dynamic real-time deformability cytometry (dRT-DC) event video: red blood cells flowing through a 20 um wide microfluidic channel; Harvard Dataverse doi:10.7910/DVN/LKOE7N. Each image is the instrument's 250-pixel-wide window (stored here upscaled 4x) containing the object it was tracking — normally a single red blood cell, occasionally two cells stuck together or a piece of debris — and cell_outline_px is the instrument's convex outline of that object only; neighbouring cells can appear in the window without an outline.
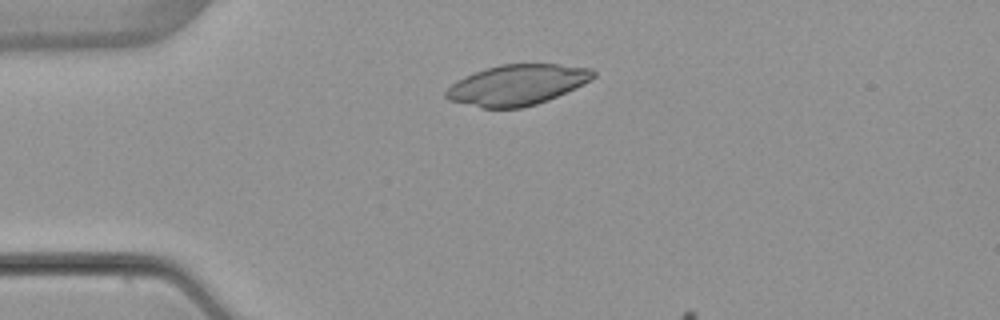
{"species": "common noctule bat (a hibernating species)", "species_latin": "Nyctalus noctula", "temperature_condition": "warm", "stored_images_in_passage": 4, "camera_frame_rate_fps": 3000, "um_per_image_px": 0.085, "animal": {"sex": "female", "body_mass_g": 22.7, "forearm_length_mm": 54.2}, "frame": {"image": 1, "passage_image": 3, "time_ms": 2.667, "image_size_px": [1000, 320], "cell_outline_px": [[596, 76], [592, 80], [584, 84], [548, 100], [524, 108], [480, 108], [448, 100], [444, 96], [444, 92], [452, 84], [464, 76], [484, 68], [500, 64], [560, 64], [592, 68], [596, 72]], "centroid_in_image_um": [43.96, 7.21], "position_along_channel_um": 41.0, "area_um2": 35.08}}